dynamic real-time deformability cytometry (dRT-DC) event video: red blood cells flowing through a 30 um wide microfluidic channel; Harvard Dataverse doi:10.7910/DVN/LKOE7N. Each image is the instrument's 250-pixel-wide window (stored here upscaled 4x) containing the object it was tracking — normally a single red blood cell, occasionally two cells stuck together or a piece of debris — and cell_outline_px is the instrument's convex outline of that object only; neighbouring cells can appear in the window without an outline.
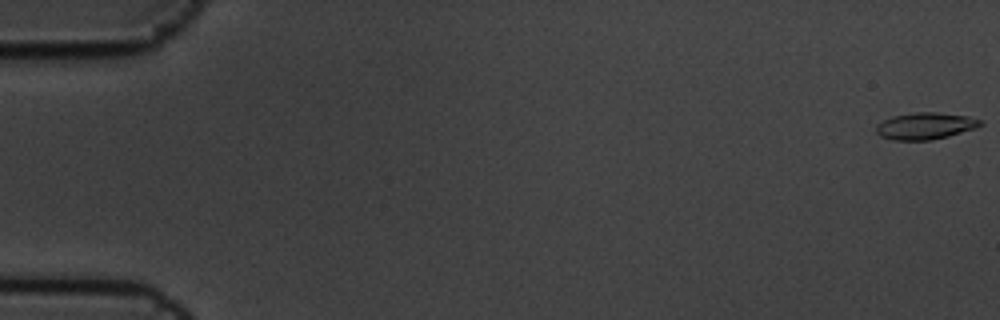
{"species": "common noctule bat (a hibernating species)", "species_latin": "Nyctalus noctula", "temperature_condition": "cold", "stored_images_in_passage": 6, "camera_frame_rate_fps": 3000, "um_per_image_px": 0.085, "animal": {"sex": "male", "body_mass_g": 19.5, "forearm_length_mm": 54.6}, "frame": {"image": 1, "passage_image": 1, "time_ms": 0.0, "image_size_px": [1000, 320], "cell_outline_px": [[984, 124], [976, 128], [948, 136], [932, 140], [892, 140], [880, 136], [876, 132], [876, 124], [892, 116], [916, 112], [936, 112], [968, 116], [984, 120]], "centroid_in_image_um": [78.67, 10.7], "position_along_channel_um": 6.3, "area_um2": 16.42}}
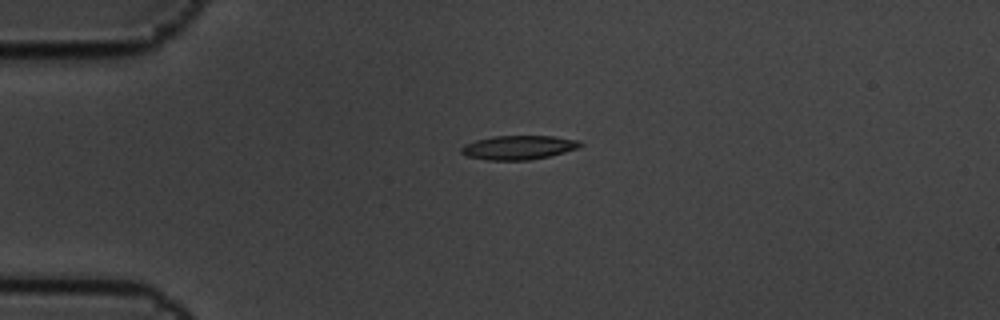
{"frame": {"image": 2, "passage_image": 5, "time_ms": 1.333, "image_size_px": [1000, 320], "cell_outline_px": [[584, 144], [580, 148], [548, 156], [528, 160], [488, 160], [468, 156], [460, 152], [460, 148], [464, 144], [476, 140], [492, 136], [552, 136], [580, 140]], "centroid_in_image_um": [44.09, 12.53], "position_along_channel_um": 40.9, "area_um2": 16.7}}